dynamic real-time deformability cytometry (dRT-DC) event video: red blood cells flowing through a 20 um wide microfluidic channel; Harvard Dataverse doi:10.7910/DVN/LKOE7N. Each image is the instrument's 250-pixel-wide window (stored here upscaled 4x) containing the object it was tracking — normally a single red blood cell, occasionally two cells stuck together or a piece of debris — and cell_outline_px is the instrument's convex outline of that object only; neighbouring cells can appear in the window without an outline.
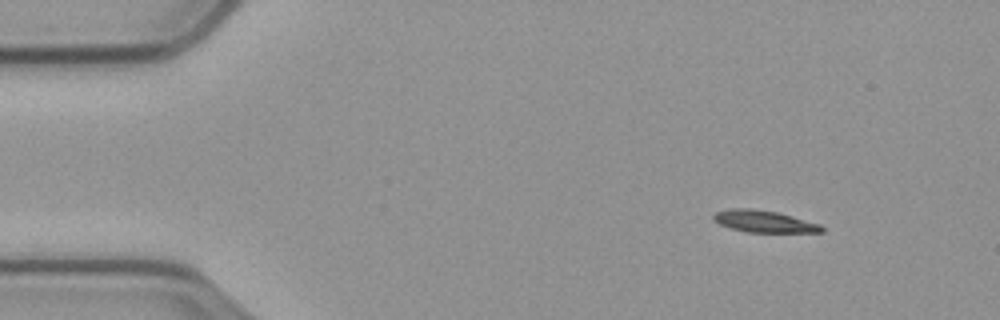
{"species": "common noctule bat (a hibernating species)", "species_latin": "Nyctalus noctula", "temperature_condition": "cold", "stored_images_in_passage": 57, "camera_frame_rate_fps": 3000, "um_per_image_px": 0.085, "animal": {"sex": "male", "body_mass_g": 23.1, "forearm_length_mm": 52.7}, "frame": {"image": 1, "passage_image": 6, "time_ms": 1.667, "image_size_px": [1000, 320], "cell_outline_px": [[824, 232], [748, 232], [732, 228], [720, 224], [712, 220], [712, 216], [716, 212], [732, 208], [752, 208], [776, 212], [792, 216], [820, 224], [824, 228]], "centroid_in_image_um": [64.93, 18.81], "position_along_channel_um": 20.1, "area_um2": 13.7}}
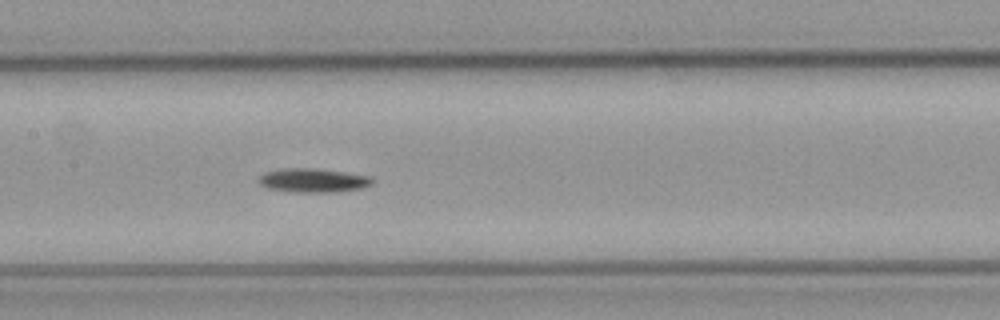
{"frame": {"image": 2, "passage_image": 27, "time_ms": 8.667, "image_size_px": [1000, 320], "cell_outline_px": [[376, 180], [372, 184], [360, 188], [332, 192], [292, 192], [268, 188], [260, 184], [260, 176], [264, 172], [280, 168], [316, 168], [344, 172], [368, 176]], "centroid_in_image_um": [26.6, 15.32], "position_along_channel_um": 180.8, "area_um2": 15.78}}
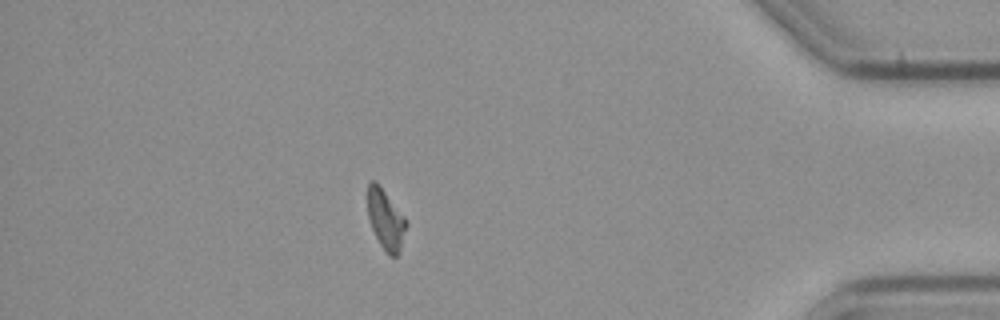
{"frame": {"image": 3, "passage_image": 50, "time_ms": 16.333, "image_size_px": [1000, 320], "cell_outline_px": [[408, 224], [400, 252], [396, 256], [388, 256], [380, 244], [372, 228], [368, 216], [368, 184], [372, 180], [376, 180], [408, 220]], "centroid_in_image_um": [32.82, 18.67], "position_along_channel_um": 402.4, "area_um2": 13.7}}